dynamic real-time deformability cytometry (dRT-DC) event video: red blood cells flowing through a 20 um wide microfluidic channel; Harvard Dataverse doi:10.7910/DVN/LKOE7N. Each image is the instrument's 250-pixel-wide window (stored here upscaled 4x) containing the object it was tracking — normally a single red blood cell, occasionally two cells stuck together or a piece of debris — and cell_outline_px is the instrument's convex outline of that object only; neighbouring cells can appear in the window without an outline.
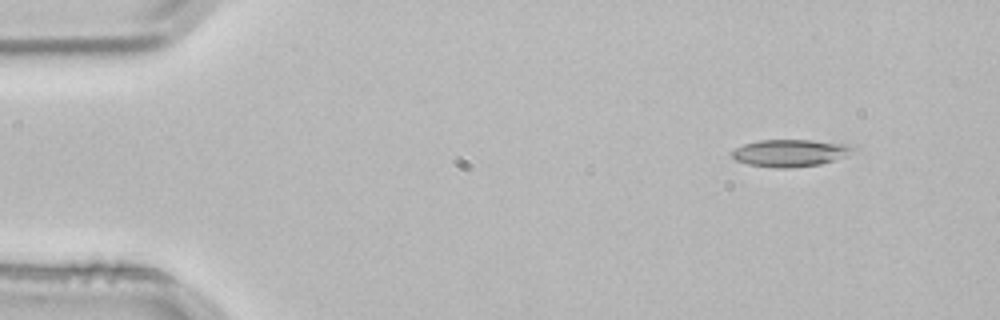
{"species": "common noctule bat (a hibernating species)", "species_latin": "Nyctalus noctula", "temperature_condition": "room temperature", "stored_images_in_passage": 3, "camera_frame_rate_fps": 3000, "um_per_image_px": 0.085, "animal": {"sex": "male", "body_mass_g": 21.5, "forearm_length_mm": 52.0}, "frame": {"image": 1, "passage_image": 1, "time_ms": 0.0, "image_size_px": [1000, 320], "cell_outline_px": [[860, 148], [844, 156], [820, 164], [792, 168], [776, 168], [748, 164], [736, 160], [732, 156], [732, 152], [736, 148], [744, 144], [756, 140], [812, 140], [856, 144]], "centroid_in_image_um": [67.24, 12.98], "position_along_channel_um": 17.8, "area_um2": 19.42}}
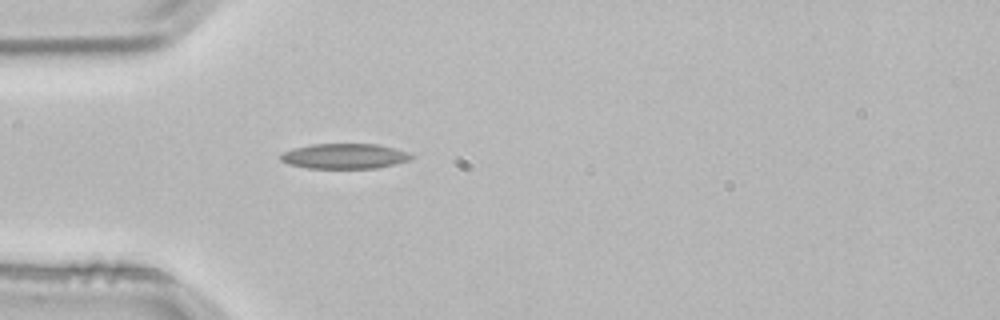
{"frame": {"image": 2, "passage_image": 3, "time_ms": 0.667, "image_size_px": [1000, 320], "cell_outline_px": [[416, 156], [408, 160], [376, 168], [308, 168], [288, 164], [280, 160], [280, 156], [284, 152], [292, 148], [312, 144], [376, 144], [408, 152]], "centroid_in_image_um": [29.25, 13.27], "position_along_channel_um": 55.7, "area_um2": 19.02}}